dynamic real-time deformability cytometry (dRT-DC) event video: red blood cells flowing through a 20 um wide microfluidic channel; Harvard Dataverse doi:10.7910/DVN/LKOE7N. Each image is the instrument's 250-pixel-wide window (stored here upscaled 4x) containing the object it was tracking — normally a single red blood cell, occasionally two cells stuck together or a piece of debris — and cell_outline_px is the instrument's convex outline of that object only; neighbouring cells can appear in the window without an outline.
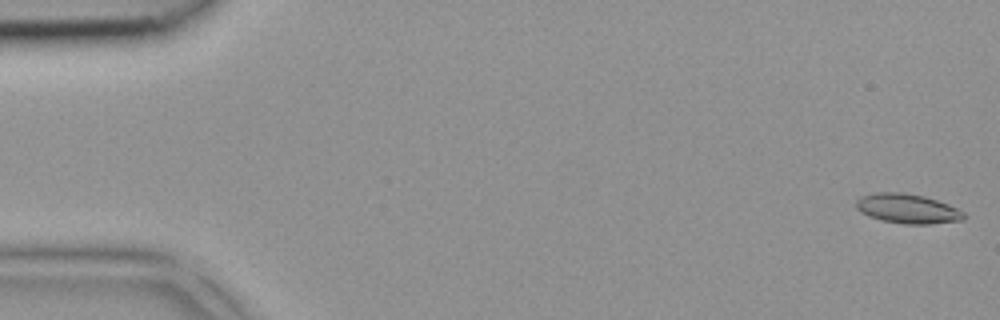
{"species": "common noctule bat (a hibernating species)", "species_latin": "Nyctalus noctula", "temperature_condition": "room temperature", "stored_images_in_passage": 5, "camera_frame_rate_fps": 3000, "um_per_image_px": 0.085, "animal": {"sex": "female", "body_mass_g": 18.4}, "frame": {"image": 1, "passage_image": 1, "time_ms": 0.0, "image_size_px": [1000, 320], "cell_outline_px": [[964, 220], [928, 224], [904, 224], [880, 220], [868, 216], [860, 212], [856, 208], [856, 200], [860, 196], [876, 192], [904, 192], [924, 196], [948, 204], [964, 212]], "centroid_in_image_um": [77.1, 17.73], "position_along_channel_um": 7.9, "area_um2": 18.67}}